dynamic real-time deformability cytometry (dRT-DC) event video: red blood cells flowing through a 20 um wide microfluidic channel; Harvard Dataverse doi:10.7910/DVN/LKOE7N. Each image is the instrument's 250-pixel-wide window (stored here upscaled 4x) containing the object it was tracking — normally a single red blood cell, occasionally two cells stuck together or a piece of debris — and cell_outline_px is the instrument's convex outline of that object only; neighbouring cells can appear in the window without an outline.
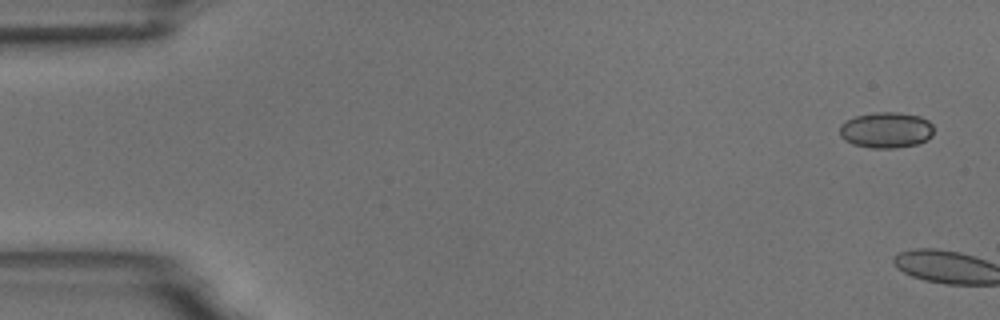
{"species": "common noctule bat (a hibernating species)", "species_latin": "Nyctalus noctula", "temperature_condition": "room temperature", "stored_images_in_passage": 6, "camera_frame_rate_fps": 3000, "um_per_image_px": 0.085, "animal": {"sex": "male", "body_mass_g": 18.8}, "frame": {"image": 1, "passage_image": 1, "time_ms": 0.0, "image_size_px": [1000, 320], "cell_outline_px": [[932, 136], [916, 144], [896, 148], [868, 148], [852, 144], [844, 140], [840, 136], [840, 124], [844, 120], [856, 116], [876, 112], [900, 112], [920, 116], [928, 120], [932, 124]], "centroid_in_image_um": [75.29, 11.05], "position_along_channel_um": 9.7, "area_um2": 19.83}}